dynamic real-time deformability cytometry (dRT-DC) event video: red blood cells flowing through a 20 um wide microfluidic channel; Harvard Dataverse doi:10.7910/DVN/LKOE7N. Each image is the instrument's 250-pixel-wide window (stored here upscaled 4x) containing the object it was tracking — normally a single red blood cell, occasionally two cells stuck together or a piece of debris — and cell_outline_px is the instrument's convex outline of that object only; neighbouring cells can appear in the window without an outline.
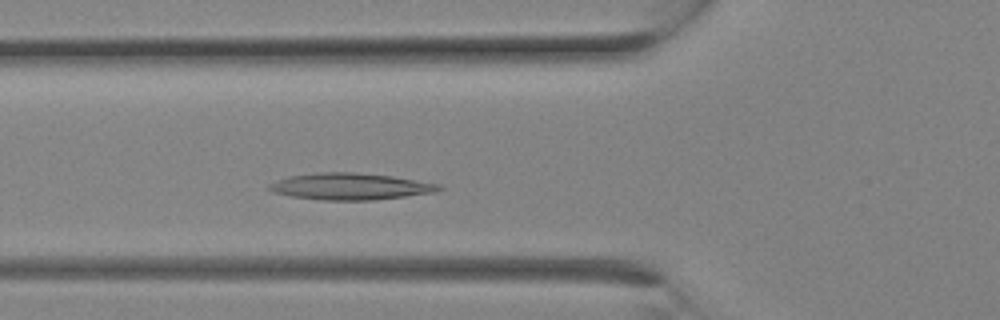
{"species": "Egyptian fruit bat (a non-hibernating species)", "species_latin": "Rousettus aegyptiacus", "temperature_condition": "room temperature", "stored_images_in_passage": 6, "camera_frame_rate_fps": 3000, "um_per_image_px": 0.085, "animal": {"sex": "female"}, "frame": {"image": 1, "passage_image": 6, "time_ms": 1.667, "image_size_px": [1000, 320], "cell_outline_px": [[444, 188], [436, 192], [372, 200], [320, 200], [288, 196], [272, 192], [268, 188], [268, 184], [276, 180], [288, 176], [316, 172], [356, 172], [392, 176], [440, 184]], "centroid_in_image_um": [29.73, 15.84], "position_along_channel_um": 96.1, "area_um2": 26.53}}